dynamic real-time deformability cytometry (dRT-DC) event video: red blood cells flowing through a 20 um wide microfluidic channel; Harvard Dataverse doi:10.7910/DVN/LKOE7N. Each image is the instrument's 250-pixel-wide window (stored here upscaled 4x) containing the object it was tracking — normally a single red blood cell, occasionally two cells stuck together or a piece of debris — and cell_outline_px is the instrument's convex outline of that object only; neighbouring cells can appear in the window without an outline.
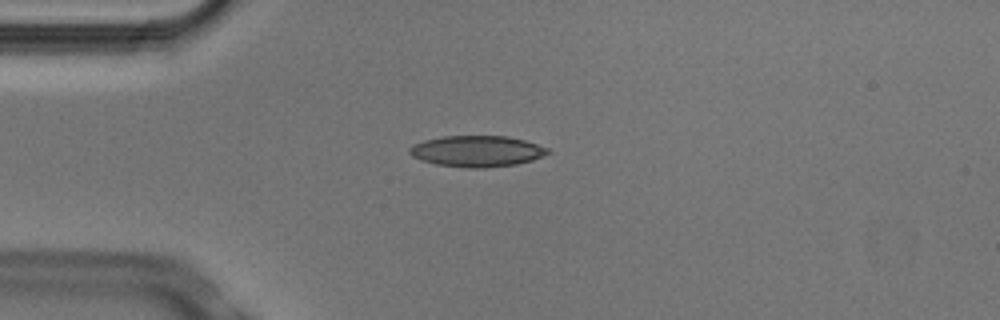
{"species": "Egyptian fruit bat (a non-hibernating species)", "species_latin": "Rousettus aegyptiacus", "temperature_condition": "cold", "stored_images_in_passage": 2, "camera_frame_rate_fps": 3000, "um_per_image_px": 0.085, "animal": {"sex": "male"}, "frame": {"image": 1, "passage_image": 2, "time_ms": 0.333, "image_size_px": [1000, 320], "cell_outline_px": [[552, 152], [532, 160], [516, 164], [484, 168], [468, 168], [436, 164], [420, 160], [412, 156], [408, 152], [408, 148], [412, 144], [424, 140], [444, 136], [508, 136], [524, 140], [548, 148]], "centroid_in_image_um": [40.51, 12.85], "position_along_channel_um": 44.5, "area_um2": 25.14}}